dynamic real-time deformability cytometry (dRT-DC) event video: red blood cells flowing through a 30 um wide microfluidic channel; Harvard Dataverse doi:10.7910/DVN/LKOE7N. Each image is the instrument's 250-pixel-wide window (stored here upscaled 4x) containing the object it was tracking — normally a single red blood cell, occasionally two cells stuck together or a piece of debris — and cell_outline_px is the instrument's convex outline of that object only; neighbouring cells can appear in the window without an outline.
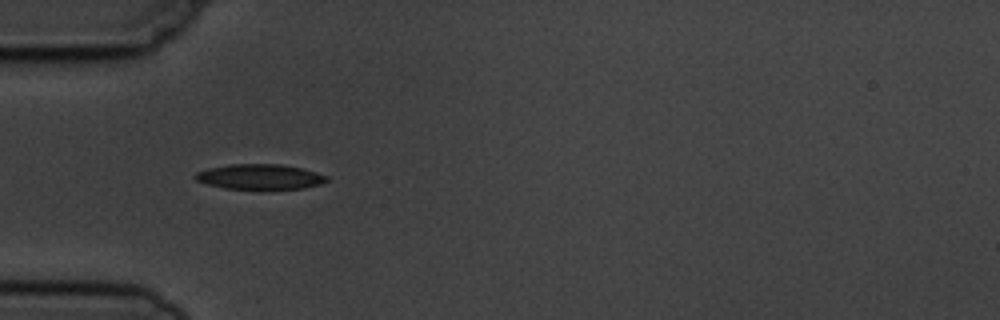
{"species": "common noctule bat (a hibernating species)", "species_latin": "Nyctalus noctula", "temperature_condition": "cold", "stored_images_in_passage": 5, "camera_frame_rate_fps": 3000, "um_per_image_px": 0.085, "animal": {"sex": "male", "body_mass_g": 19.5, "forearm_length_mm": 54.6}, "frame": {"image": 1, "passage_image": 4, "time_ms": 4.333, "image_size_px": [1000, 320], "cell_outline_px": [[328, 180], [320, 184], [304, 188], [260, 192], [224, 188], [208, 184], [196, 180], [192, 176], [196, 172], [208, 168], [228, 164], [280, 164], [300, 168], [316, 172], [328, 176]], "centroid_in_image_um": [22.07, 15.07], "position_along_channel_um": 62.9, "area_um2": 20.17}}
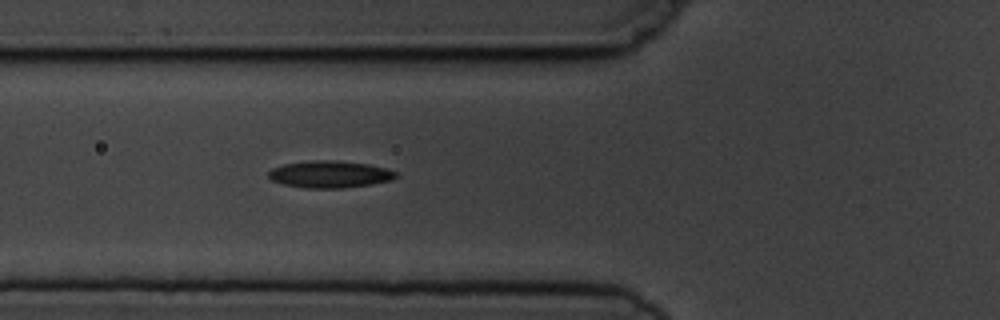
{"frame": {"image": 2, "passage_image": 5, "time_ms": 5.333, "image_size_px": [1000, 320], "cell_outline_px": [[396, 176], [392, 180], [372, 184], [344, 188], [304, 188], [284, 184], [272, 180], [268, 176], [268, 172], [272, 168], [284, 164], [312, 160], [336, 160], [368, 164], [384, 168], [396, 172]], "centroid_in_image_um": [28.02, 14.81], "position_along_channel_um": 97.8, "area_um2": 20.0}}